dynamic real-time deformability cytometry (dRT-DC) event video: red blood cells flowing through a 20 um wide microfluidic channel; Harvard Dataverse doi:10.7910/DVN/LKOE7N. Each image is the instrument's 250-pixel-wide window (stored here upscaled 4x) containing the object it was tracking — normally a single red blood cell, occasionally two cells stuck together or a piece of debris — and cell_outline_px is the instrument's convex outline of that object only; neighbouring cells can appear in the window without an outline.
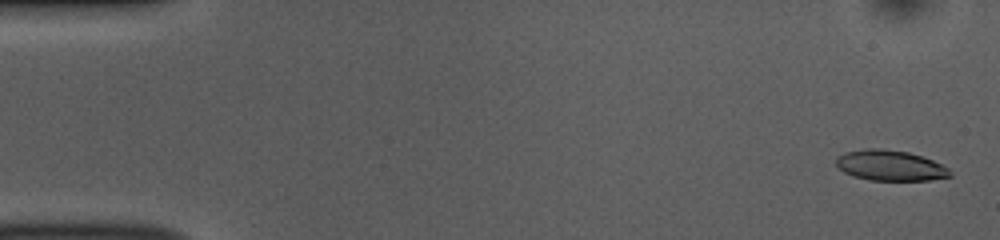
{"species": "common noctule bat (a hibernating species)", "species_latin": "Nyctalus noctula", "temperature_condition": "room temperature", "stored_images_in_passage": 52, "camera_frame_rate_fps": 3000, "um_per_image_px": 0.085, "animal": {"sex": "female", "body_mass_g": 10.0, "forearm_length_mm": 53.1}, "frame": {"image": 1, "passage_image": 2, "time_ms": 0.333, "image_size_px": [1000, 240], "cell_outline_px": [[952, 176], [928, 180], [868, 180], [852, 176], [844, 172], [836, 164], [836, 156], [844, 152], [864, 148], [880, 148], [908, 152], [932, 160], [948, 168]], "centroid_in_image_um": [75.61, 14.06], "position_along_channel_um": 9.4, "area_um2": 20.23}}
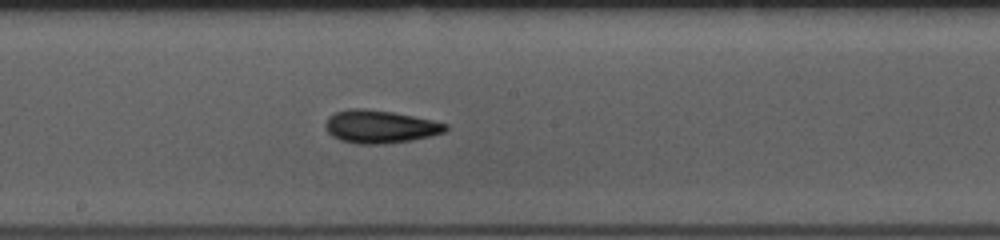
{"frame": {"image": 2, "passage_image": 28, "time_ms": 9.0, "image_size_px": [1000, 240], "cell_outline_px": [[448, 128], [444, 132], [428, 136], [408, 140], [380, 144], [356, 144], [340, 140], [332, 136], [324, 128], [324, 124], [328, 116], [336, 112], [348, 108], [364, 108], [392, 112], [432, 120], [448, 124]], "centroid_in_image_um": [32.23, 10.75], "position_along_channel_um": 216.0, "area_um2": 22.95}}
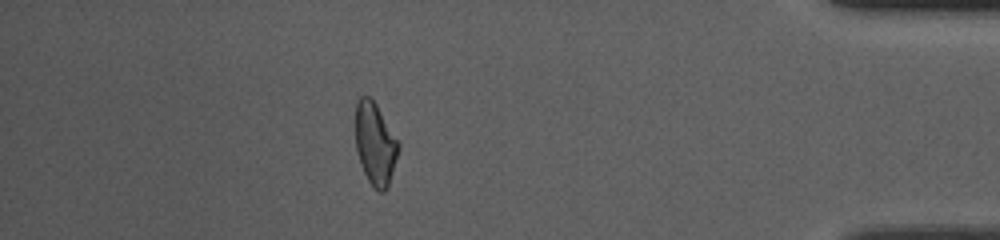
{"frame": {"image": 3, "passage_image": 46, "time_ms": 15.0, "image_size_px": [1000, 240], "cell_outline_px": [[400, 148], [388, 188], [384, 192], [380, 192], [372, 188], [360, 164], [356, 152], [356, 100], [360, 96], [372, 96], [400, 144]], "centroid_in_image_um": [31.89, 12.23], "position_along_channel_um": 403.3, "area_um2": 20.98}, "authors_computed_cell_mechanics": {"area_um2": 21.4438, "velocity_mm_per_s": 3.8633, "shape_relaxation_time_tau1_ms": 6.8851, "shape_relaxation_time_tau2_ms": 3.8478, "deformation_change_tau1": 0.188, "deformation_change_tau2": 0.1129}}